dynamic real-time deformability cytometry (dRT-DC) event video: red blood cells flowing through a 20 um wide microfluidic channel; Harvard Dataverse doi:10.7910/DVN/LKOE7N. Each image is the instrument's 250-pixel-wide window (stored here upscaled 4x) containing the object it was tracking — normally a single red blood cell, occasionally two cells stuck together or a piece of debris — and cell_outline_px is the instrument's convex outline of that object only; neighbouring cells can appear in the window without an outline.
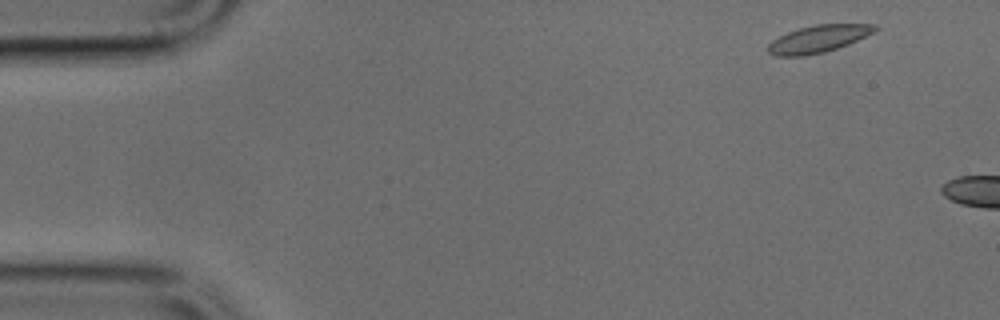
{"species": "common noctule bat (a hibernating species)", "species_latin": "Nyctalus noctula", "temperature_condition": "cold", "stored_images_in_passage": 3, "camera_frame_rate_fps": 3000, "um_per_image_px": 0.085, "animal": {"sex": "male", "body_mass_g": 17.9, "forearm_length_mm": 54.2}, "frame": {"image": 1, "passage_image": 1, "time_ms": 0.0, "image_size_px": [1000, 320], "cell_outline_px": [[880, 28], [876, 32], [848, 44], [824, 52], [804, 56], [776, 56], [768, 52], [768, 44], [772, 40], [788, 32], [800, 28], [816, 24], [876, 24]], "centroid_in_image_um": [69.6, 3.3], "position_along_channel_um": 15.4, "area_um2": 16.99}}